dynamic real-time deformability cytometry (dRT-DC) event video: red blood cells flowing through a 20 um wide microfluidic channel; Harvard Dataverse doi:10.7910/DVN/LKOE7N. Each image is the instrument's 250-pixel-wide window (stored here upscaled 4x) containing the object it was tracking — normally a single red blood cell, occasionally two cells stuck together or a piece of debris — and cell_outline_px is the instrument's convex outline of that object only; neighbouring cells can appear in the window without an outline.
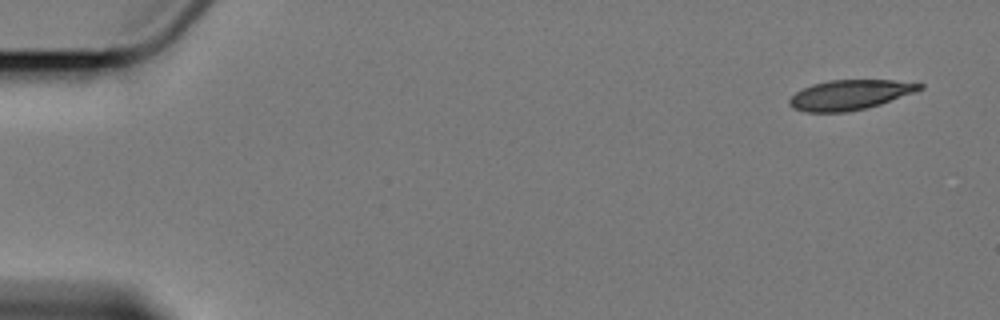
{"species": "Egyptian fruit bat (a non-hibernating species)", "species_latin": "Rousettus aegyptiacus", "temperature_condition": "cold", "stored_images_in_passage": 6, "segment_of_instrument_passage": [1, 2], "camera_frame_rate_fps": 3000, "um_per_image_px": 0.085, "animal": {"sex": "female"}, "frame": {"image": 1, "passage_image": 1, "time_ms": 0.0, "image_size_px": [1000, 320], "cell_outline_px": [[924, 88], [880, 104], [868, 108], [848, 112], [804, 112], [792, 108], [788, 104], [788, 100], [796, 92], [812, 84], [832, 80], [892, 80], [924, 84]], "centroid_in_image_um": [72.2, 8.07], "position_along_channel_um": 12.8, "area_um2": 22.6}}